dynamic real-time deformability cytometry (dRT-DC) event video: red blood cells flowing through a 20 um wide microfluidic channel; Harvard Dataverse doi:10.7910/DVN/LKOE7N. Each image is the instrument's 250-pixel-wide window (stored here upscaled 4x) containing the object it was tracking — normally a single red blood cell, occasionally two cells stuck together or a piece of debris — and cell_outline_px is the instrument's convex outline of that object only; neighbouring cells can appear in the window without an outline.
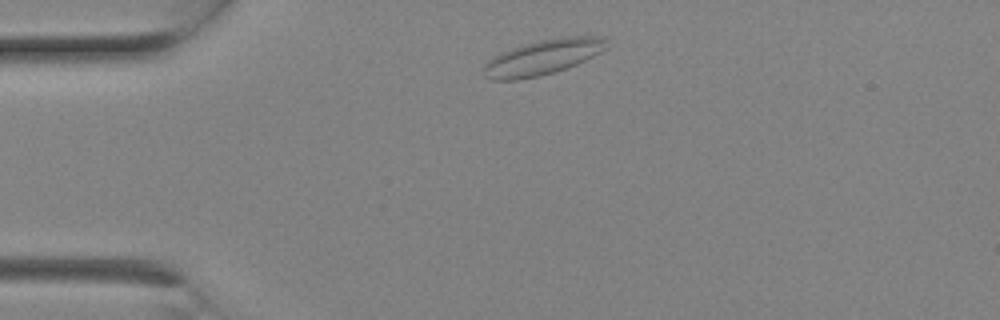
{"species": "Egyptian fruit bat (a non-hibernating species)", "species_latin": "Rousettus aegyptiacus", "temperature_condition": "room temperature", "stored_images_in_passage": 3, "camera_frame_rate_fps": 3000, "um_per_image_px": 0.085, "animal": {"sex": "female"}, "frame": {"image": 1, "passage_image": 3, "time_ms": 0.667, "image_size_px": [1000, 320], "cell_outline_px": [[608, 48], [576, 64], [556, 72], [540, 76], [516, 80], [492, 80], [484, 76], [484, 64], [488, 60], [512, 48], [524, 44], [544, 40], [572, 36], [600, 36], [604, 40]], "centroid_in_image_um": [46.12, 4.89], "position_along_channel_um": 38.9, "area_um2": 24.68}}